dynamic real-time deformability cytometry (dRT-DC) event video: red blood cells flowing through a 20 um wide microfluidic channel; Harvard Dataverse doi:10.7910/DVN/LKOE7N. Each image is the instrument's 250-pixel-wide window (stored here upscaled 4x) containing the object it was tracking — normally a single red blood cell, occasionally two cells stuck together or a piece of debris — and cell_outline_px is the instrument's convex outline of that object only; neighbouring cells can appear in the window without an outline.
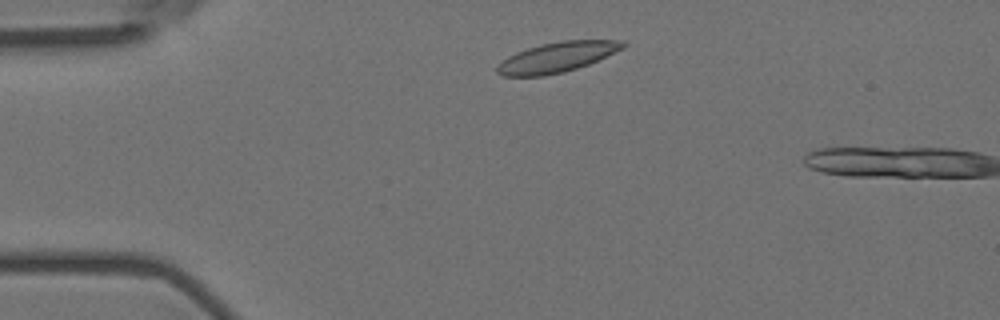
{"species": "Egyptian fruit bat (a non-hibernating species)", "species_latin": "Rousettus aegyptiacus", "temperature_condition": "room temperature", "stored_images_in_passage": 6, "camera_frame_rate_fps": 3000, "um_per_image_px": 0.085, "animal": {"sex": "female"}, "frame": {"image": 1, "passage_image": 4, "time_ms": 1.0, "image_size_px": [1000, 320], "cell_outline_px": [[628, 44], [624, 48], [588, 64], [564, 72], [544, 76], [500, 76], [496, 72], [496, 68], [508, 56], [516, 52], [540, 44], [560, 40], [624, 40]], "centroid_in_image_um": [47.36, 4.85], "position_along_channel_um": 37.6, "area_um2": 22.08}}